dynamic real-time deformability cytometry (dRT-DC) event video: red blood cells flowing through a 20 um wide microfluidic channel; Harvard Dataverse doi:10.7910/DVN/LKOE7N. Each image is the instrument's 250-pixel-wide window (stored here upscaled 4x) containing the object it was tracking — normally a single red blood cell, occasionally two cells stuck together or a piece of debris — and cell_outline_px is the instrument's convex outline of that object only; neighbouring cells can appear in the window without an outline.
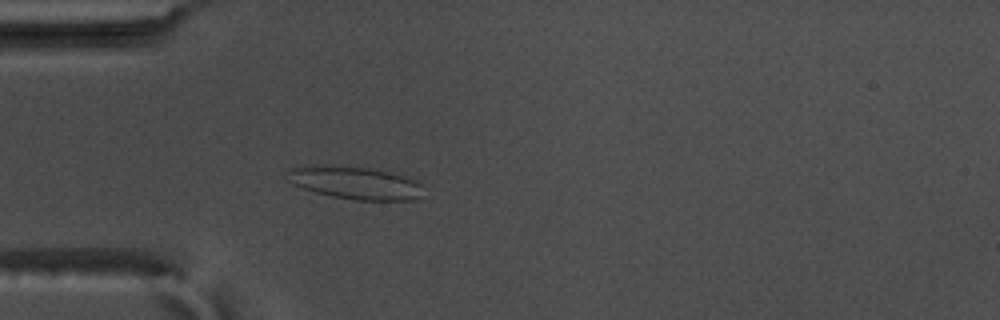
{"species": "common noctule bat (a hibernating species)", "species_latin": "Nyctalus noctula", "temperature_condition": "warm", "stored_images_in_passage": 56, "camera_frame_rate_fps": 3000, "um_per_image_px": 0.085, "animal": {"sex": "male", "body_mass_g": 17.5, "forearm_length_mm": 52.3}, "frame": {"image": 1, "passage_image": 16, "time_ms": 5.0, "image_size_px": [1000, 320], "cell_outline_px": [[424, 196], [416, 200], [356, 200], [332, 196], [316, 192], [292, 184], [288, 180], [284, 172], [292, 168], [372, 168], [404, 176], [416, 180], [420, 184]], "centroid_in_image_um": [30.29, 15.6], "position_along_channel_um": 54.7, "area_um2": 24.97}}
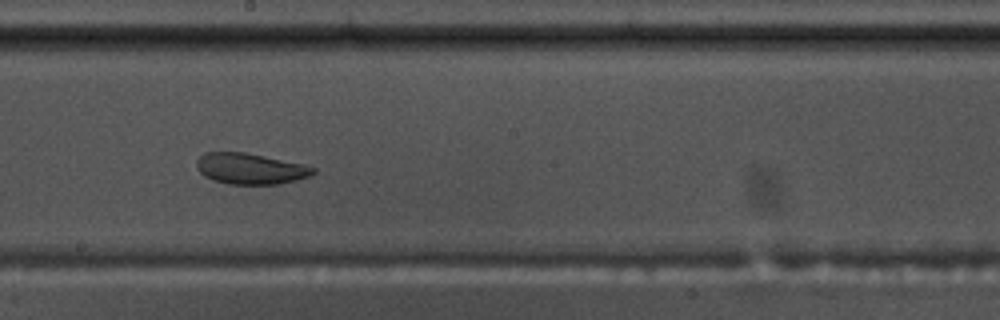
{"frame": {"image": 2, "passage_image": 31, "time_ms": 10.0, "image_size_px": [1000, 320], "cell_outline_px": [[316, 172], [308, 176], [296, 180], [280, 184], [228, 184], [212, 180], [204, 176], [196, 168], [196, 160], [204, 152], [244, 152], [304, 164], [316, 168]], "centroid_in_image_um": [21.25, 14.34], "position_along_channel_um": 226.9, "area_um2": 21.1}}
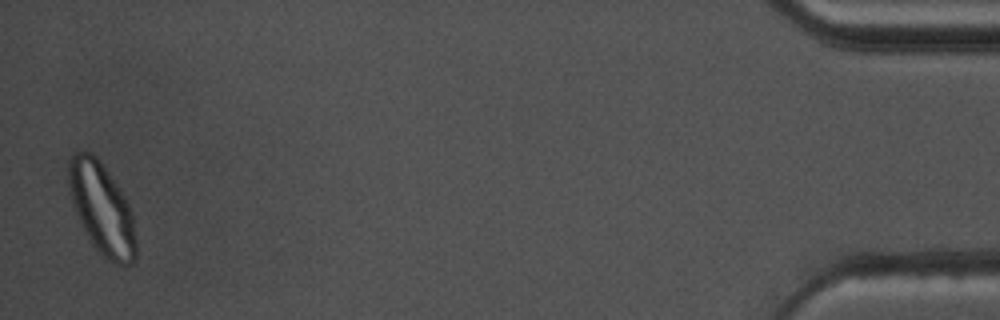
{"frame": {"image": 3, "passage_image": 55, "time_ms": 18.0, "image_size_px": [1000, 320], "cell_outline_px": [[136, 256], [132, 264], [116, 264], [104, 260], [92, 244], [84, 232], [72, 204], [68, 192], [68, 164], [72, 156], [76, 152], [88, 152], [96, 156], [124, 196], [132, 212], [136, 240]], "centroid_in_image_um": [8.64, 17.79], "position_along_channel_um": 426.6, "area_um2": 35.89}, "authors_computed_cell_mechanics": {"area_um2": 27.3105, "velocity_mm_per_s": 3.6072, "shape_relaxation_time_tau1_ms": null, "shape_relaxation_time_tau2_ms": 1.47, "deformation_change_tau1": null, "deformation_change_tau2": 0.061}}